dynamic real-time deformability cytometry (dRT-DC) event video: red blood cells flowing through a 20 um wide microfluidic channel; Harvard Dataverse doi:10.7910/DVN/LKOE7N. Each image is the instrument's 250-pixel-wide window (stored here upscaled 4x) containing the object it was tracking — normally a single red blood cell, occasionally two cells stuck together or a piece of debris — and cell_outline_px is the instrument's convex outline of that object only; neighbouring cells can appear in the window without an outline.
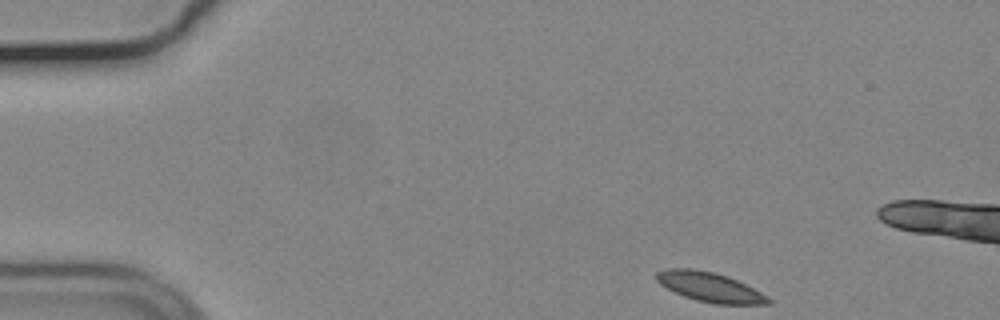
{"species": "common noctule bat (a hibernating species)", "species_latin": "Nyctalus noctula", "temperature_condition": "cold", "stored_images_in_passage": 11, "camera_frame_rate_fps": 3000, "um_per_image_px": 0.085, "animal": {"sex": "male", "body_mass_g": 19.2, "forearm_length_mm": 51.8}, "frame": {"image": 1, "passage_image": 1, "time_ms": 0.0, "image_size_px": [1000, 320], "cell_outline_px": [[772, 304], [716, 304], [696, 300], [684, 296], [660, 284], [656, 280], [656, 272], [668, 268], [692, 268], [712, 272], [728, 276], [768, 296], [772, 300]], "centroid_in_image_um": [60.33, 24.4], "position_along_channel_um": 24.7, "area_um2": 19.07}}